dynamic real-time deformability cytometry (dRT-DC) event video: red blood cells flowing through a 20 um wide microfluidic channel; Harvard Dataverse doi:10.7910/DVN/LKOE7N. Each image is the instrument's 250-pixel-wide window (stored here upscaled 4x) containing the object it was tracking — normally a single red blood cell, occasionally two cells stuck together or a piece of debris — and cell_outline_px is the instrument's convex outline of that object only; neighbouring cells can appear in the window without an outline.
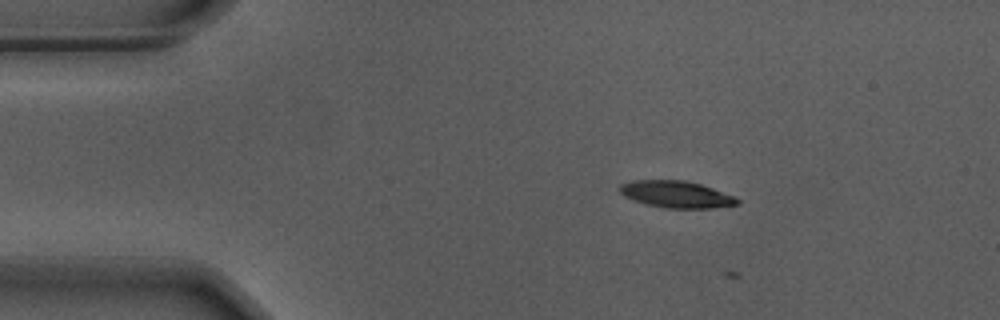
{"species": "Egyptian fruit bat (a non-hibernating species)", "species_latin": "Rousettus aegyptiacus", "temperature_condition": "warm", "stored_images_in_passage": 5, "camera_frame_rate_fps": 3000, "um_per_image_px": 0.085, "animal": {"sex": "male"}, "frame": {"image": 1, "passage_image": 4, "time_ms": 1.0, "image_size_px": [1000, 320], "cell_outline_px": [[740, 204], [712, 208], [668, 208], [648, 204], [632, 200], [624, 196], [620, 192], [620, 184], [632, 180], [684, 180], [700, 184], [736, 196], [740, 200]], "centroid_in_image_um": [57.51, 16.51], "position_along_channel_um": 27.5, "area_um2": 18.38}}